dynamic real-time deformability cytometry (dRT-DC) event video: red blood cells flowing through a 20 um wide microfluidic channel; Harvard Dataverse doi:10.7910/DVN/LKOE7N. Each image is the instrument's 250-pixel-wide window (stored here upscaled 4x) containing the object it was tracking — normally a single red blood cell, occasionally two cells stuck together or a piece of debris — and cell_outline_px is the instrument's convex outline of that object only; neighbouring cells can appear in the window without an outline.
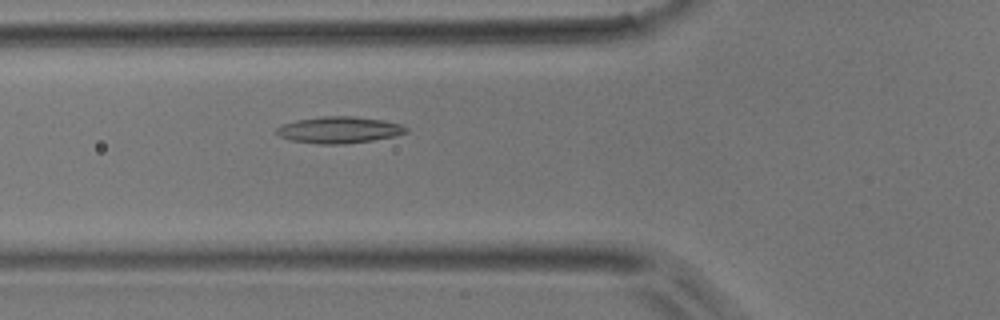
{"species": "common noctule bat (a hibernating species)", "species_latin": "Nyctalus noctula", "temperature_condition": "room temperature", "stored_images_in_passage": 35, "camera_frame_rate_fps": 3000, "um_per_image_px": 0.085, "animal": {"sex": "male", "body_mass_g": 17.9}, "frame": {"image": 1, "passage_image": 8, "time_ms": 2.333, "image_size_px": [1000, 320], "cell_outline_px": [[408, 132], [396, 136], [372, 140], [344, 144], [320, 144], [288, 140], [280, 136], [276, 132], [276, 128], [284, 124], [296, 120], [320, 116], [352, 116], [384, 120], [400, 124], [408, 128]], "centroid_in_image_um": [28.83, 11.04], "position_along_channel_um": 97.0, "area_um2": 20.11}}
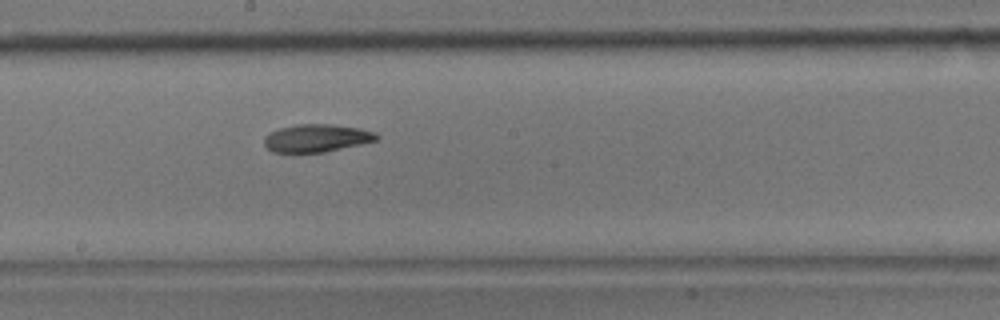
{"frame": {"image": 2, "passage_image": 17, "time_ms": 5.333, "image_size_px": [1000, 320], "cell_outline_px": [[380, 136], [376, 140], [360, 144], [324, 152], [272, 152], [264, 144], [264, 140], [272, 132], [280, 128], [296, 124], [328, 124], [360, 128], [376, 132]], "centroid_in_image_um": [26.94, 11.73], "position_along_channel_um": 221.3, "area_um2": 17.92}}
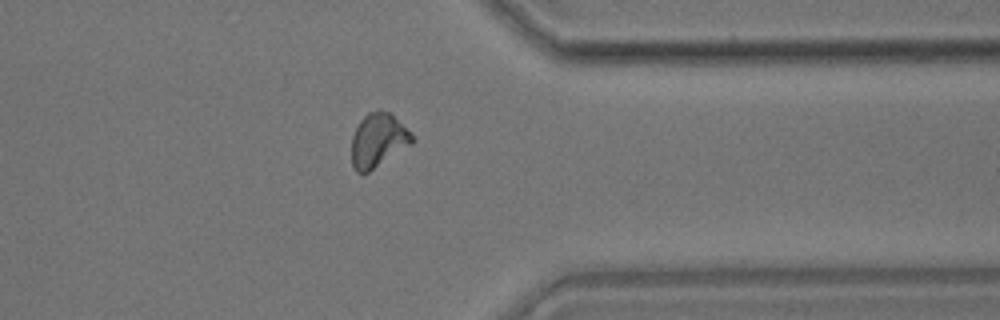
{"frame": {"image": 3, "passage_image": 29, "time_ms": 9.333, "image_size_px": [1000, 320], "cell_outline_px": [[416, 140], [412, 144], [368, 172], [356, 172], [352, 168], [352, 136], [360, 120], [368, 112], [380, 108], [388, 112]], "centroid_in_image_um": [32.1, 11.93], "position_along_channel_um": 379.3, "area_um2": 18.67}}